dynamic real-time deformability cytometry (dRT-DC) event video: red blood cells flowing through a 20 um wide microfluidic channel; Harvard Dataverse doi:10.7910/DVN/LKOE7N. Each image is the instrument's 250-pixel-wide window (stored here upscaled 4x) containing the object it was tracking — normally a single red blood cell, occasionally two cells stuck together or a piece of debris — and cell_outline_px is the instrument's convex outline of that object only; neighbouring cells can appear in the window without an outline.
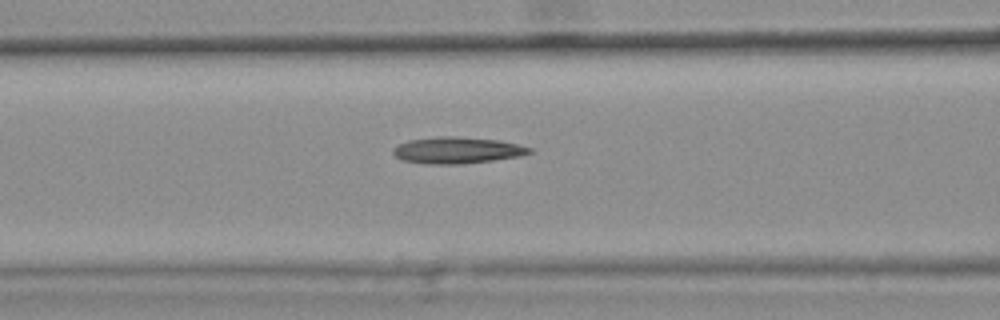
{"species": "common noctule bat (a hibernating species)", "species_latin": "Nyctalus noctula", "temperature_condition": "warm", "stored_images_in_passage": 32, "camera_frame_rate_fps": 3000, "um_per_image_px": 0.085, "animal": {"sex": "female", "body_mass_g": 25.1}, "frame": {"image": 1, "passage_image": 10, "time_ms": 3.0, "image_size_px": [1000, 320], "cell_outline_px": [[536, 152], [520, 156], [492, 160], [460, 164], [428, 164], [404, 160], [396, 156], [392, 152], [392, 148], [408, 140], [436, 136], [456, 136], [500, 140], [532, 148]], "centroid_in_image_um": [38.88, 12.76], "position_along_channel_um": 127.7, "area_um2": 21.1}}